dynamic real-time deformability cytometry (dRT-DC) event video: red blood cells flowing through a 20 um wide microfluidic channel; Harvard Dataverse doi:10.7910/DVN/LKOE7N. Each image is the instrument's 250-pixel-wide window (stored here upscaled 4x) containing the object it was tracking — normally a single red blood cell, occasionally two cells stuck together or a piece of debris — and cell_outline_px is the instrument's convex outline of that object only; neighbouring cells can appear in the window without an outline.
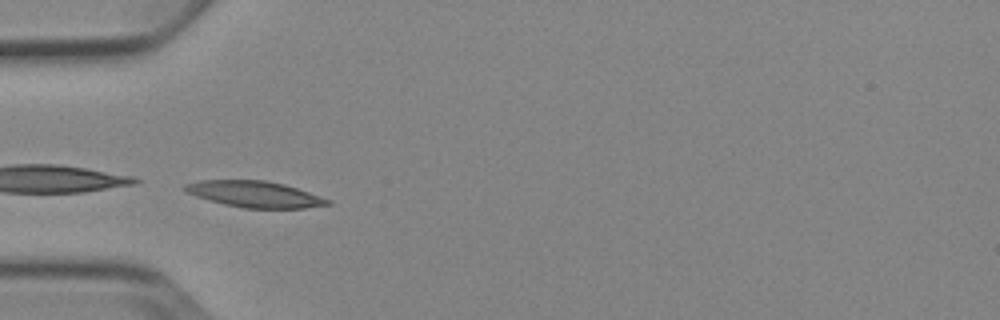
{"species": "Egyptian fruit bat (a non-hibernating species)", "species_latin": "Rousettus aegyptiacus", "temperature_condition": "cold", "stored_images_in_passage": 8, "camera_frame_rate_fps": 3000, "um_per_image_px": 0.085, "animal": {"sex": "female"}, "frame": {"image": 1, "passage_image": 4, "time_ms": 3.333, "image_size_px": [1000, 320], "cell_outline_px": [[332, 204], [304, 208], [244, 208], [224, 204], [208, 200], [184, 192], [184, 184], [200, 180], [264, 180], [284, 184], [332, 200]], "centroid_in_image_um": [21.63, 16.5], "position_along_channel_um": 63.4, "area_um2": 21.79}}
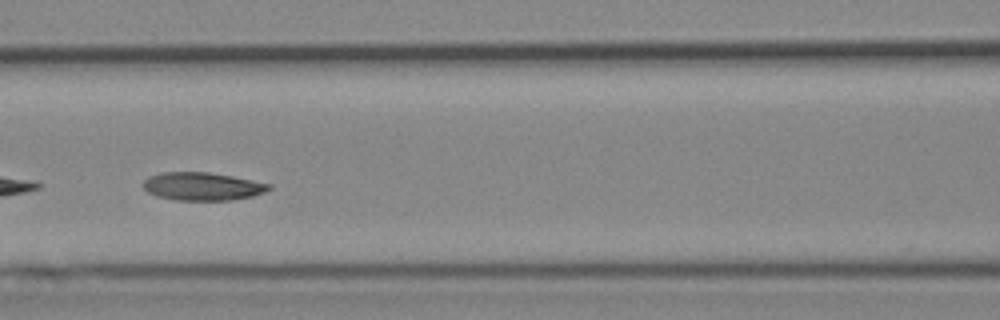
{"frame": {"image": 2, "passage_image": 6, "time_ms": 5.667, "image_size_px": [1000, 320], "cell_outline_px": [[272, 188], [264, 192], [252, 196], [232, 200], [176, 200], [156, 196], [148, 192], [140, 184], [148, 176], [160, 172], [208, 172], [232, 176], [272, 184]], "centroid_in_image_um": [17.17, 15.84], "position_along_channel_um": 149.4, "area_um2": 20.69}}
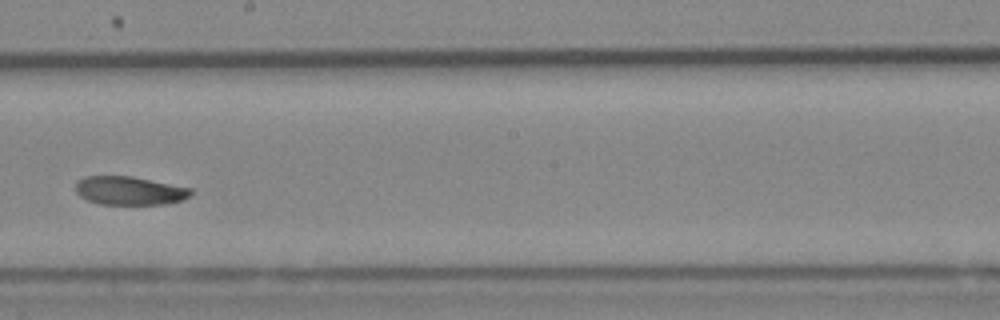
{"frame": {"image": 3, "passage_image": 8, "time_ms": 8.0, "image_size_px": [1000, 320], "cell_outline_px": [[192, 192], [184, 200], [168, 204], [100, 204], [88, 200], [80, 196], [76, 192], [76, 180], [84, 176], [132, 176], [192, 188]], "centroid_in_image_um": [11.01, 16.2], "position_along_channel_um": 237.2, "area_um2": 19.25}}